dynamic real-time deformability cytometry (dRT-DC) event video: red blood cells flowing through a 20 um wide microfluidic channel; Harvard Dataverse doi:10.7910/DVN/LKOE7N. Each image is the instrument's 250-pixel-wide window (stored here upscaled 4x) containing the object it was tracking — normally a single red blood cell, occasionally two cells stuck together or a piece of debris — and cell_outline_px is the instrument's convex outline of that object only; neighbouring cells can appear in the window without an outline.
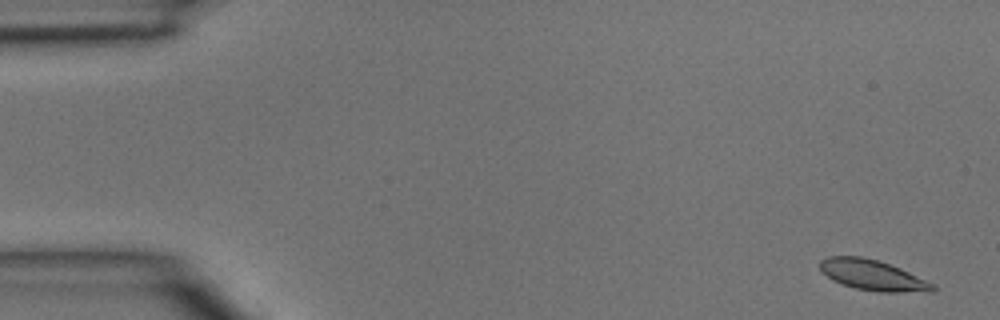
{"species": "common noctule bat (a hibernating species)", "species_latin": "Nyctalus noctula", "temperature_condition": "room temperature", "stored_images_in_passage": 5, "camera_frame_rate_fps": 3000, "um_per_image_px": 0.085, "animal": {"sex": "male", "body_mass_g": 15.6}, "frame": {"image": 1, "passage_image": 1, "time_ms": 0.0, "image_size_px": [1000, 320], "cell_outline_px": [[936, 288], [932, 292], [880, 292], [856, 288], [832, 280], [820, 268], [820, 260], [828, 256], [864, 256], [900, 268], [936, 284]], "centroid_in_image_um": [74.22, 23.39], "position_along_channel_um": 10.8, "area_um2": 19.94}}